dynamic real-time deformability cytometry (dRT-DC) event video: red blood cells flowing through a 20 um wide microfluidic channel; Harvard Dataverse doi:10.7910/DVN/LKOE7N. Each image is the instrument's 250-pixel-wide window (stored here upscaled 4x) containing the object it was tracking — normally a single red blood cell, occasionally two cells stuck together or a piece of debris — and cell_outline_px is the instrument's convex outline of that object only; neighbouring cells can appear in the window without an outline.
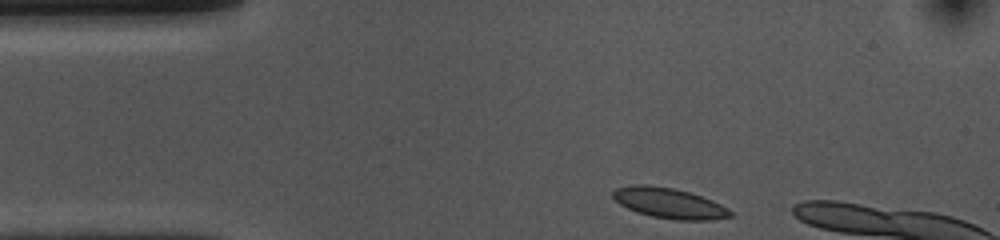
{"species": "common noctule bat (a hibernating species)", "species_latin": "Nyctalus noctula", "temperature_condition": "cold", "stored_images_in_passage": 6, "camera_frame_rate_fps": 3000, "um_per_image_px": 0.085, "animal": {"sex": "female", "body_mass_g": 10.0, "forearm_length_mm": 53.1}, "frame": {"image": 1, "passage_image": 1, "time_ms": 0.0, "image_size_px": [1000, 240], "cell_outline_px": [[732, 216], [712, 220], [676, 220], [652, 216], [636, 212], [620, 204], [612, 196], [612, 192], [616, 188], [632, 184], [644, 184], [672, 188], [688, 192], [712, 200], [728, 208], [732, 212]], "centroid_in_image_um": [56.87, 17.27], "position_along_channel_um": 28.1, "area_um2": 20.69}}